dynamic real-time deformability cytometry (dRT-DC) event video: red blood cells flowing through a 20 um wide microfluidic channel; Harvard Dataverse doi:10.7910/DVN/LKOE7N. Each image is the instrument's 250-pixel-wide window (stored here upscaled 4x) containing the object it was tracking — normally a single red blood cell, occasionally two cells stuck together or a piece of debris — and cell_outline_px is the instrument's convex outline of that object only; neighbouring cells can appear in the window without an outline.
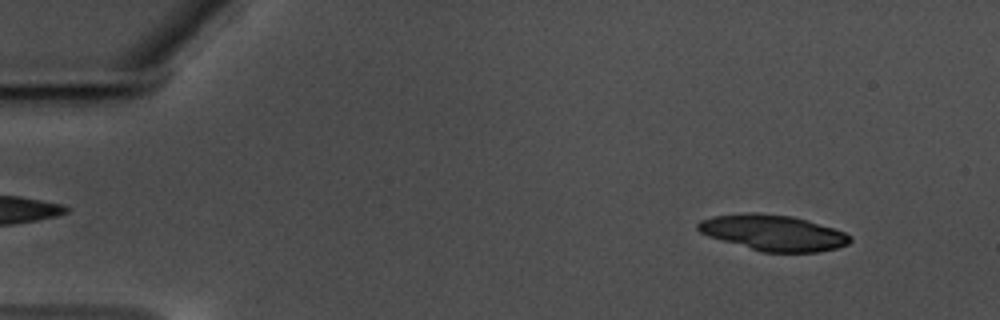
{"species": "common noctule bat (a hibernating species)", "species_latin": "Nyctalus noctula", "temperature_condition": "warm", "stored_images_in_passage": 44, "camera_frame_rate_fps": 3000, "um_per_image_px": 0.085, "animal": {"sex": "male", "body_mass_g": 17.5, "forearm_length_mm": 52.3}, "frame": {"image": 1, "passage_image": 6, "time_ms": 1.667, "image_size_px": [1000, 320], "cell_outline_px": [[852, 240], [848, 244], [836, 248], [816, 252], [764, 252], [708, 236], [700, 232], [696, 228], [696, 224], [700, 220], [712, 216], [744, 212], [756, 212], [792, 216], [832, 228], [844, 232], [852, 236]], "centroid_in_image_um": [65.69, 19.77], "position_along_channel_um": 19.3, "area_um2": 31.56}}
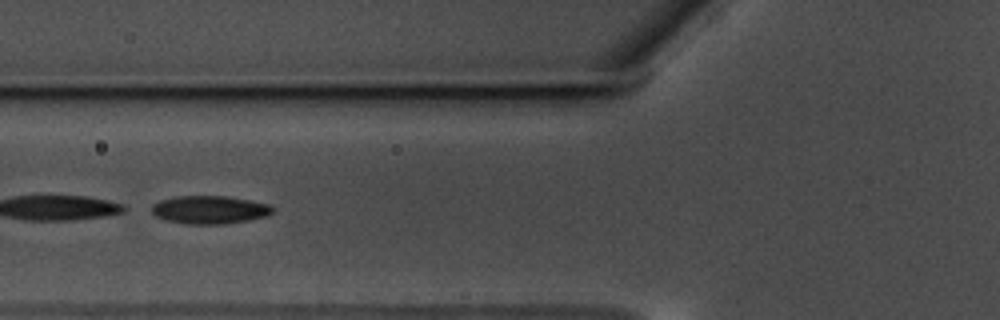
{"frame": {"image": 2, "passage_image": 23, "time_ms": 7.333, "image_size_px": [1000, 320], "cell_outline_px": [[276, 208], [272, 212], [264, 216], [248, 220], [224, 224], [184, 224], [168, 220], [156, 216], [152, 212], [152, 204], [160, 200], [180, 196], [228, 196], [268, 204]], "centroid_in_image_um": [17.81, 17.83], "position_along_channel_um": 108.0, "area_um2": 19.65}}